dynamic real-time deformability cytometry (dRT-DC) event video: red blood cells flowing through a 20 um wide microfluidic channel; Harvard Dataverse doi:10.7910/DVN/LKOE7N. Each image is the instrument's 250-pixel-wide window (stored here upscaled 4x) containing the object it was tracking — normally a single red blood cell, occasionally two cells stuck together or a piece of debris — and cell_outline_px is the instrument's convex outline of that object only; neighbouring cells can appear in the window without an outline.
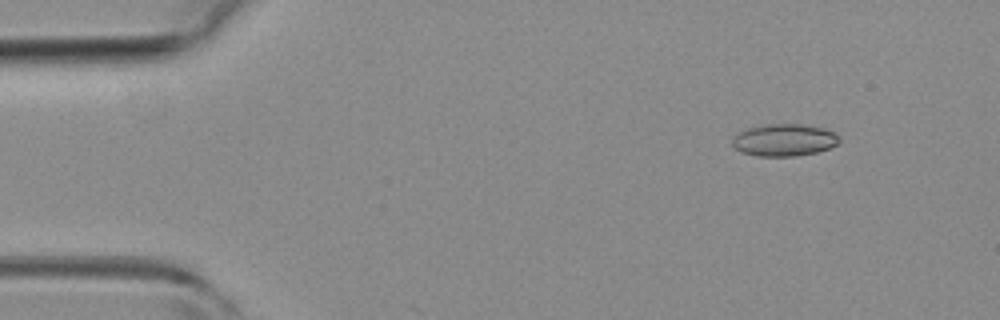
{"species": "common noctule bat (a hibernating species)", "species_latin": "Nyctalus noctula", "temperature_condition": "room temperature", "stored_images_in_passage": 3, "camera_frame_rate_fps": 3000, "um_per_image_px": 0.085, "animal": {"sex": "female", "body_mass_g": 19.3, "forearm_length_mm": 54.1}, "frame": {"image": 1, "passage_image": 1, "time_ms": 0.0, "image_size_px": [1000, 320], "cell_outline_px": [[840, 140], [836, 144], [828, 148], [816, 152], [796, 156], [756, 156], [740, 152], [732, 144], [732, 136], [748, 128], [764, 124], [800, 124], [824, 128], [836, 132], [840, 136]], "centroid_in_image_um": [66.65, 11.9], "position_along_channel_um": 18.4, "area_um2": 20.17}}